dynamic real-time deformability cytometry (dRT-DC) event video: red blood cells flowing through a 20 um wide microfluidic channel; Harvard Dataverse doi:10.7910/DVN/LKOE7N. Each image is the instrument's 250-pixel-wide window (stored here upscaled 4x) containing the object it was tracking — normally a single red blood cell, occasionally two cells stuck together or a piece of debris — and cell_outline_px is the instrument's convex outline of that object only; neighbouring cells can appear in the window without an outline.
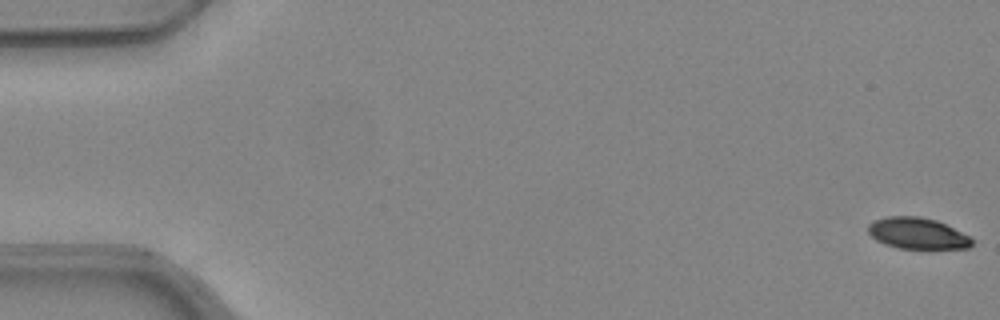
{"species": "common noctule bat (a hibernating species)", "species_latin": "Nyctalus noctula", "temperature_condition": "warm", "stored_images_in_passage": 54, "camera_frame_rate_fps": 3000, "um_per_image_px": 0.085, "animal": {"sex": "female", "body_mass_g": 24.6, "forearm_length_mm": 56.2}, "frame": {"image": 1, "passage_image": 1, "time_ms": 0.0, "image_size_px": [1000, 320], "cell_outline_px": [[972, 244], [968, 248], [900, 248], [884, 244], [876, 240], [868, 232], [868, 224], [872, 220], [884, 216], [920, 216], [936, 220], [968, 236], [972, 240]], "centroid_in_image_um": [77.91, 19.82], "position_along_channel_um": 7.1, "area_um2": 18.73}}
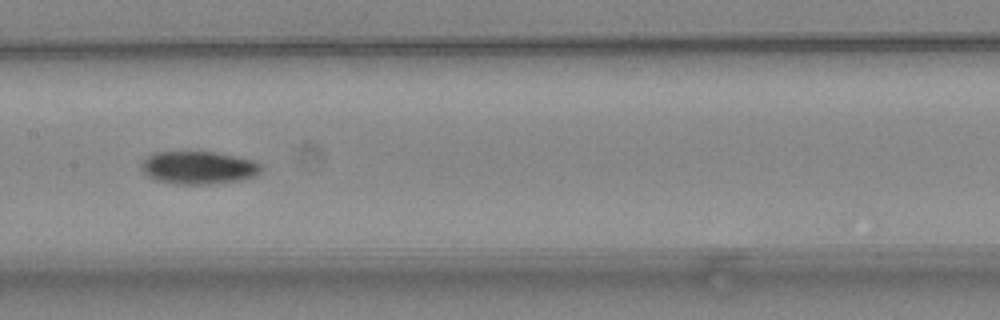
{"frame": {"image": 2, "passage_image": 27, "time_ms": 8.667, "image_size_px": [1000, 320], "cell_outline_px": [[260, 172], [256, 176], [240, 180], [212, 184], [176, 184], [156, 180], [148, 176], [140, 168], [140, 164], [152, 152], [212, 152], [236, 156], [256, 160], [260, 164]], "centroid_in_image_um": [16.87, 14.25], "position_along_channel_um": 190.5, "area_um2": 23.0}}
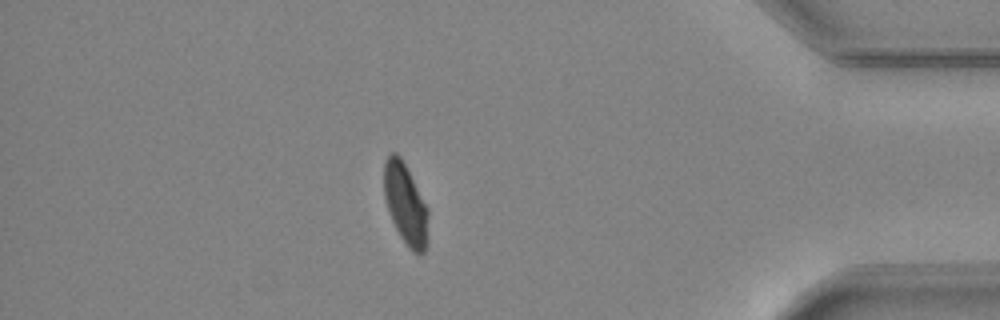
{"frame": {"image": 3, "passage_image": 46, "time_ms": 15.0, "image_size_px": [1000, 320], "cell_outline_px": [[428, 244], [424, 252], [420, 256], [412, 252], [408, 248], [400, 236], [392, 220], [384, 196], [384, 160], [392, 152], [396, 152], [400, 156], [428, 208]], "centroid_in_image_um": [34.49, 17.4], "position_along_channel_um": 400.7, "area_um2": 20.92}, "authors_computed_cell_mechanics": {"area_um2": 21.7039, "velocity_mm_per_s": 3.9626, "shape_relaxation_time_tau1_ms": 5.8597, "shape_relaxation_time_tau2_ms": 4.5638, "deformation_change_tau1": 0.1692, "deformation_change_tau2": 0.0792}}